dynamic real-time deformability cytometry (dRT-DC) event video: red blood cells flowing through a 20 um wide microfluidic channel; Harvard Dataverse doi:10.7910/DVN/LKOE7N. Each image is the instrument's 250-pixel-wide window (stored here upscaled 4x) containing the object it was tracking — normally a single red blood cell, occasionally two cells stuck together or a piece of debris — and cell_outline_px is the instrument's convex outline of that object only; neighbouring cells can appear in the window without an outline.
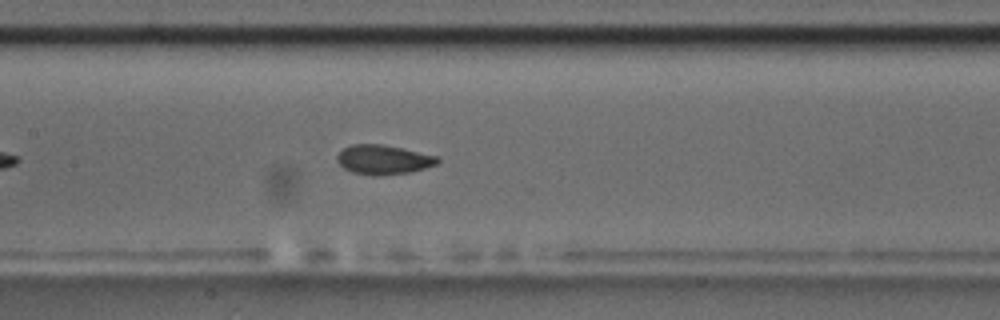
{"species": "common noctule bat (a hibernating species)", "species_latin": "Nyctalus noctula", "temperature_condition": "room temperature", "stored_images_in_passage": 28, "camera_frame_rate_fps": 3000, "um_per_image_px": 0.085, "animal": {"sex": "male", "body_mass_g": 17.5, "forearm_length_mm": 52.3}, "frame": {"image": 1, "passage_image": 16, "time_ms": 5.0, "image_size_px": [1000, 320], "cell_outline_px": [[440, 160], [436, 164], [424, 168], [408, 172], [380, 176], [376, 176], [352, 172], [344, 168], [336, 160], [336, 156], [344, 148], [352, 144], [384, 144], [440, 156]], "centroid_in_image_um": [32.6, 13.56], "position_along_channel_um": 174.8, "area_um2": 17.28}}
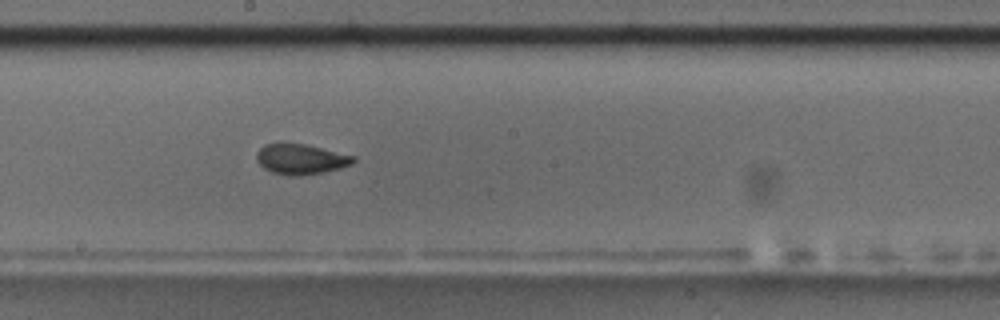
{"frame": {"image": 2, "passage_image": 20, "time_ms": 6.333, "image_size_px": [1000, 320], "cell_outline_px": [[356, 160], [352, 164], [340, 168], [300, 176], [288, 176], [272, 172], [264, 168], [256, 160], [256, 152], [264, 144], [308, 144], [356, 156]], "centroid_in_image_um": [25.58, 13.52], "position_along_channel_um": 222.6, "area_um2": 17.11}}